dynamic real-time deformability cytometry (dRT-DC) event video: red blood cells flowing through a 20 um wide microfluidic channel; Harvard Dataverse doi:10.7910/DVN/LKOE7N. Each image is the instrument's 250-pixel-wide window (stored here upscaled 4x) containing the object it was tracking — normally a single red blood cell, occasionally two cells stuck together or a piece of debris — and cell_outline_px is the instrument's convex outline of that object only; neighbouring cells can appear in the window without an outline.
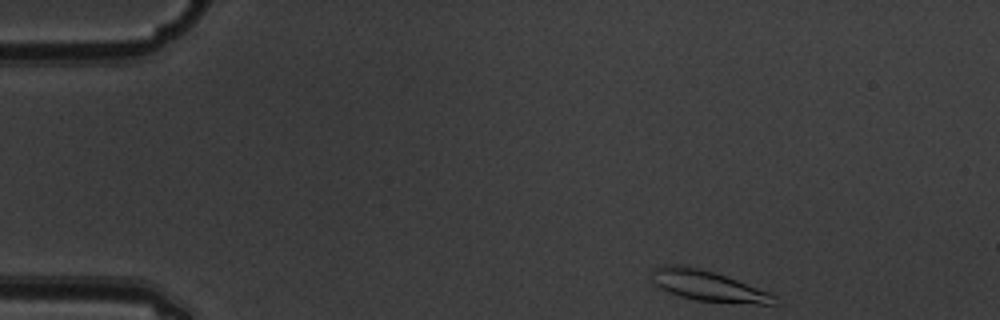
{"species": "common noctule bat (a hibernating species)", "species_latin": "Nyctalus noctula", "temperature_condition": "warm", "stored_images_in_passage": 13, "camera_frame_rate_fps": 3000, "um_per_image_px": 0.085, "animal": {"sex": "male", "body_mass_g": 19.5, "forearm_length_mm": 54.6}, "frame": {"image": 1, "passage_image": 1, "time_ms": 0.0, "image_size_px": [1000, 320], "cell_outline_px": [[776, 304], [752, 304], [692, 300], [668, 292], [652, 284], [648, 272], [652, 268], [664, 264], [672, 264], [700, 268], [736, 280], [768, 292], [776, 296]], "centroid_in_image_um": [60.06, 24.29], "position_along_channel_um": 24.9, "area_um2": 21.96}}
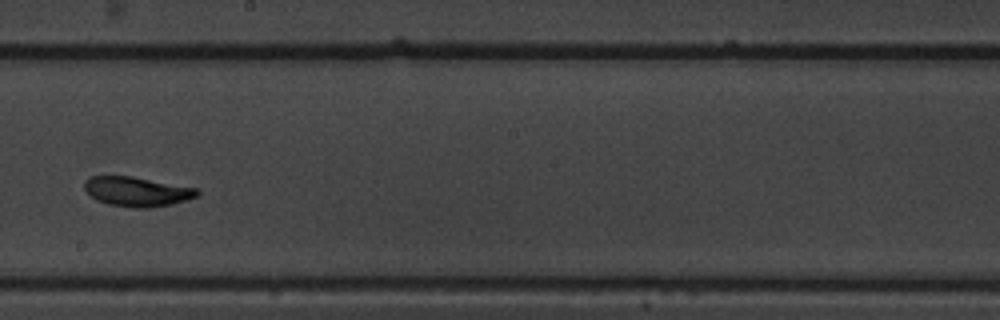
{"frame": {"image": 2, "passage_image": 7, "time_ms": 2.0, "image_size_px": [1000, 320], "cell_outline_px": [[200, 192], [196, 196], [188, 200], [172, 204], [152, 208], [132, 208], [108, 204], [96, 200], [84, 188], [84, 180], [88, 176], [132, 176], [200, 188]], "centroid_in_image_um": [11.67, 16.28], "position_along_channel_um": 236.5, "area_um2": 19.77}}
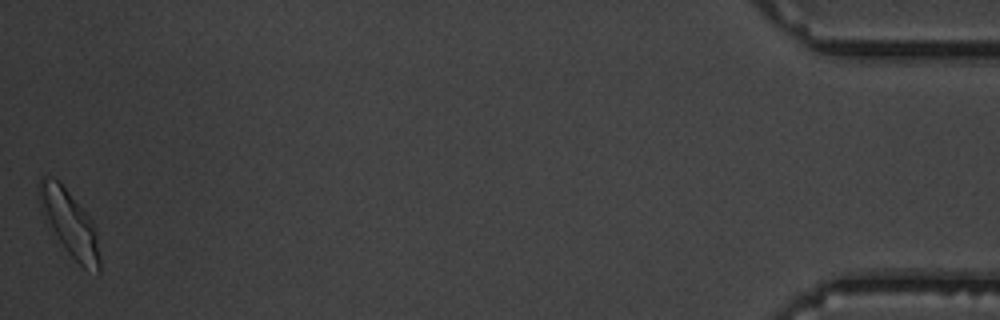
{"frame": {"image": 3, "passage_image": 13, "time_ms": 4.0, "image_size_px": [1000, 320], "cell_outline_px": [[100, 272], [84, 268], [68, 252], [60, 240], [40, 208], [40, 180], [44, 176], [48, 176], [60, 180], [88, 216], [96, 232], [100, 256]], "centroid_in_image_um": [5.94, 18.95], "position_along_channel_um": 429.3, "area_um2": 22.14}}